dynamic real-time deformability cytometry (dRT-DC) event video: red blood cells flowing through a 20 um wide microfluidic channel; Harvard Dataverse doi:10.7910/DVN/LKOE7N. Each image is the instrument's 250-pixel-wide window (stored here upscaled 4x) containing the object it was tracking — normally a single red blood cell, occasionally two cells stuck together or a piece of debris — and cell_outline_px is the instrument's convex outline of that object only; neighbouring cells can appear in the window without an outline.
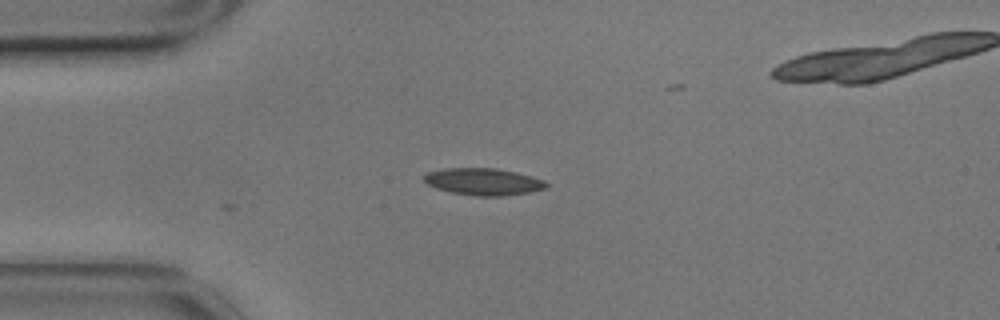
{"species": "common noctule bat (a hibernating species)", "species_latin": "Nyctalus noctula", "temperature_condition": "cold", "stored_images_in_passage": 4, "camera_frame_rate_fps": 3000, "um_per_image_px": 0.085, "animal": {"sex": "male", "body_mass_g": 17.9}, "frame": {"image": 1, "passage_image": 2, "time_ms": 0.333, "image_size_px": [1000, 320], "cell_outline_px": [[548, 188], [532, 192], [504, 196], [476, 196], [452, 192], [436, 188], [428, 184], [424, 180], [424, 176], [428, 172], [444, 168], [496, 168], [516, 172], [532, 176], [544, 180], [548, 184]], "centroid_in_image_um": [41.14, 15.44], "position_along_channel_um": 43.9, "area_um2": 19.31}}